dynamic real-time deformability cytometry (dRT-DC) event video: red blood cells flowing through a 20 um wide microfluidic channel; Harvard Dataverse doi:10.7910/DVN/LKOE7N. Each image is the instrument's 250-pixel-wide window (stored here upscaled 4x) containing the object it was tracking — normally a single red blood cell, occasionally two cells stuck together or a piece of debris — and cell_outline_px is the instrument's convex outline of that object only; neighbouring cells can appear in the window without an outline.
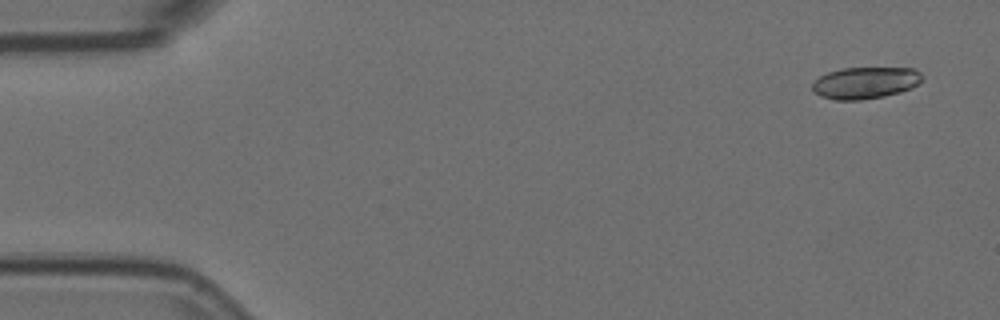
{"species": "Egyptian fruit bat (a non-hibernating species)", "species_latin": "Rousettus aegyptiacus", "temperature_condition": "room temperature", "stored_images_in_passage": 12, "camera_frame_rate_fps": 3000, "um_per_image_px": 0.085, "animal": {"sex": "female"}, "frame": {"image": 1, "passage_image": 3, "time_ms": 0.667, "image_size_px": [1000, 320], "cell_outline_px": [[924, 76], [912, 88], [900, 92], [884, 96], [860, 100], [836, 100], [820, 96], [812, 92], [812, 84], [820, 76], [828, 72], [840, 68], [912, 68], [920, 72]], "centroid_in_image_um": [73.52, 7.04], "position_along_channel_um": 11.5, "area_um2": 20.35}}